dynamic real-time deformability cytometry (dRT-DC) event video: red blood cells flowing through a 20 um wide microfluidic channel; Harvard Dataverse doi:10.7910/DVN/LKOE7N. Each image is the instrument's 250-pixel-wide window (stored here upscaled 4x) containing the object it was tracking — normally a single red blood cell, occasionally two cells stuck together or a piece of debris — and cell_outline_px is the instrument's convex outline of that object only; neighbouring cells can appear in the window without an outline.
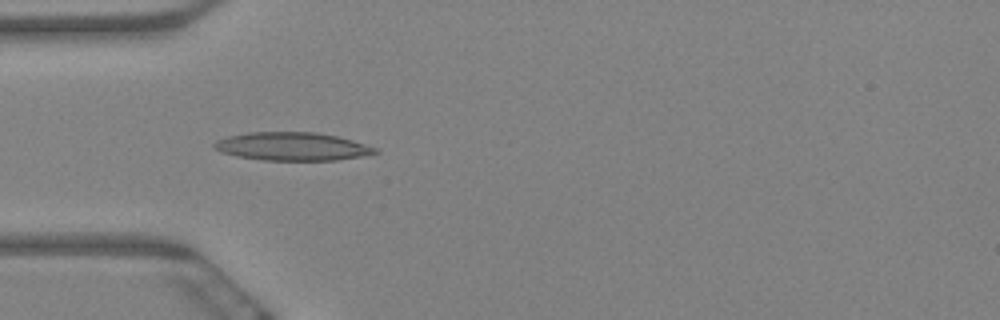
{"species": "Egyptian fruit bat (a non-hibernating species)", "species_latin": "Rousettus aegyptiacus", "temperature_condition": "warm", "stored_images_in_passage": 10, "camera_frame_rate_fps": 3000, "um_per_image_px": 0.085, "animal": {"sex": "female"}, "frame": {"image": 1, "passage_image": 3, "time_ms": 0.667, "image_size_px": [1000, 320], "cell_outline_px": [[380, 152], [368, 156], [336, 160], [264, 160], [236, 156], [220, 152], [212, 144], [216, 140], [228, 136], [248, 132], [316, 132], [336, 136], [352, 140], [376, 148]], "centroid_in_image_um": [24.85, 12.45], "position_along_channel_um": 60.1, "area_um2": 26.53}}
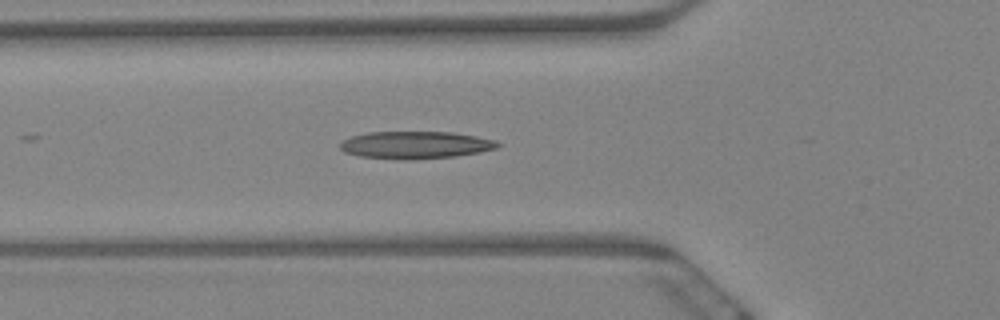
{"frame": {"image": 2, "passage_image": 6, "time_ms": 1.667, "image_size_px": [1000, 320], "cell_outline_px": [[500, 144], [496, 148], [480, 152], [456, 156], [412, 160], [404, 160], [360, 156], [344, 152], [340, 148], [340, 144], [344, 140], [352, 136], [368, 132], [452, 132], [476, 136], [496, 140]], "centroid_in_image_um": [35.32, 12.33], "position_along_channel_um": 90.5, "area_um2": 25.14}}
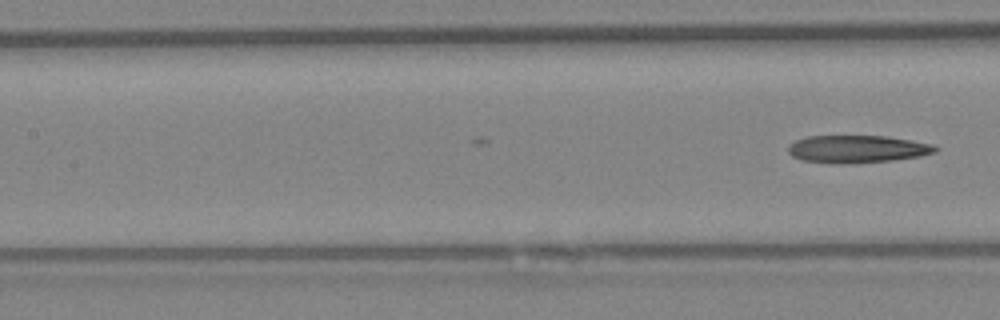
{"frame": {"image": 3, "passage_image": 10, "time_ms": 3.0, "image_size_px": [1000, 320], "cell_outline_px": [[940, 148], [936, 152], [920, 156], [892, 160], [832, 164], [828, 164], [800, 160], [792, 156], [788, 152], [788, 144], [796, 140], [808, 136], [884, 136], [912, 140], [932, 144]], "centroid_in_image_um": [72.83, 12.67], "position_along_channel_um": 134.6, "area_um2": 23.7}}